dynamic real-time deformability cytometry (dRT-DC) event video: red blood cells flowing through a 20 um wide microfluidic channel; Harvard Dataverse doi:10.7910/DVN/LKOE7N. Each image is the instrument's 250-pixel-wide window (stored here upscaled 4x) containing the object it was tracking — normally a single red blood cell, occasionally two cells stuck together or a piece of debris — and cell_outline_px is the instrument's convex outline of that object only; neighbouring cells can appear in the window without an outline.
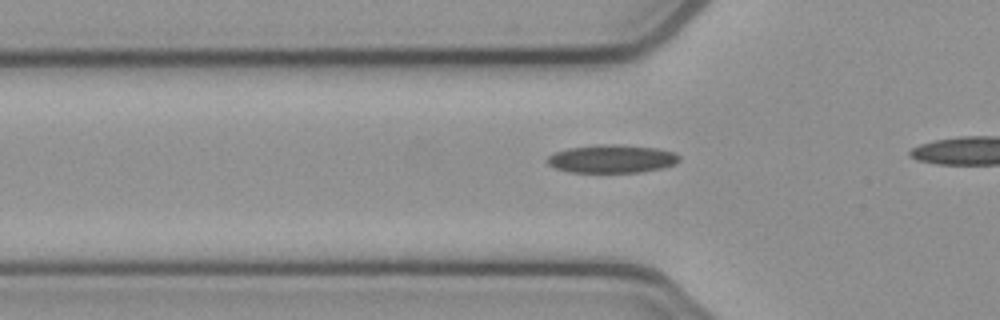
{"species": "common noctule bat (a hibernating species)", "species_latin": "Nyctalus noctula", "temperature_condition": "cold", "stored_images_in_passage": 9, "camera_frame_rate_fps": 3000, "um_per_image_px": 0.085, "animal": {"sex": "female", "body_mass_g": 21.9}, "frame": {"image": 1, "passage_image": 3, "time_ms": 0.667, "image_size_px": [1000, 320], "cell_outline_px": [[680, 160], [676, 164], [664, 168], [640, 172], [568, 172], [556, 168], [548, 164], [544, 160], [548, 156], [556, 152], [568, 148], [656, 148], [676, 152], [680, 156]], "centroid_in_image_um": [52.04, 13.58], "position_along_channel_um": 73.8, "area_um2": 20.35}}
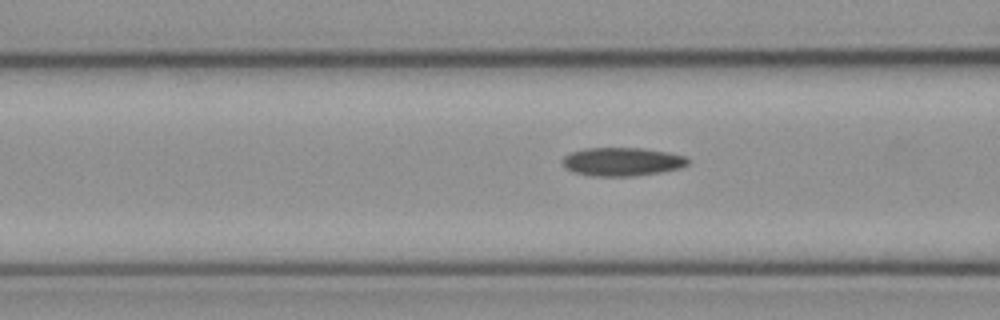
{"frame": {"image": 2, "passage_image": 6, "time_ms": 1.667, "image_size_px": [1000, 320], "cell_outline_px": [[688, 164], [680, 168], [660, 172], [636, 176], [588, 176], [572, 172], [564, 168], [560, 160], [564, 156], [572, 152], [588, 148], [644, 148], [668, 152], [684, 156], [688, 160]], "centroid_in_image_um": [52.83, 13.75], "position_along_channel_um": 113.8, "area_um2": 20.98}}